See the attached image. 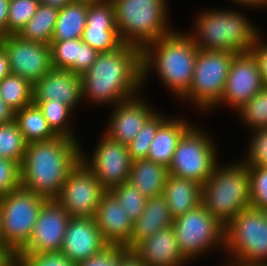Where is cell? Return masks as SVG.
<instances>
[{
    "mask_svg": "<svg viewBox=\"0 0 267 266\" xmlns=\"http://www.w3.org/2000/svg\"><path fill=\"white\" fill-rule=\"evenodd\" d=\"M82 99L95 103L133 98L142 84V50L123 44L111 52L99 53L96 61L81 75Z\"/></svg>",
    "mask_w": 267,
    "mask_h": 266,
    "instance_id": "obj_1",
    "label": "cell"
},
{
    "mask_svg": "<svg viewBox=\"0 0 267 266\" xmlns=\"http://www.w3.org/2000/svg\"><path fill=\"white\" fill-rule=\"evenodd\" d=\"M77 140L57 136L27 144L20 165L21 187L46 200H55L69 173L81 161Z\"/></svg>",
    "mask_w": 267,
    "mask_h": 266,
    "instance_id": "obj_2",
    "label": "cell"
},
{
    "mask_svg": "<svg viewBox=\"0 0 267 266\" xmlns=\"http://www.w3.org/2000/svg\"><path fill=\"white\" fill-rule=\"evenodd\" d=\"M198 50L192 35L174 30L148 44L142 50V84L154 67L165 85L182 98L190 89Z\"/></svg>",
    "mask_w": 267,
    "mask_h": 266,
    "instance_id": "obj_3",
    "label": "cell"
},
{
    "mask_svg": "<svg viewBox=\"0 0 267 266\" xmlns=\"http://www.w3.org/2000/svg\"><path fill=\"white\" fill-rule=\"evenodd\" d=\"M220 168L216 165L201 187V204L224 226L250 207L249 167L242 161Z\"/></svg>",
    "mask_w": 267,
    "mask_h": 266,
    "instance_id": "obj_4",
    "label": "cell"
},
{
    "mask_svg": "<svg viewBox=\"0 0 267 266\" xmlns=\"http://www.w3.org/2000/svg\"><path fill=\"white\" fill-rule=\"evenodd\" d=\"M196 33L192 38L200 50L250 52L258 30L241 13L235 11H204L196 21Z\"/></svg>",
    "mask_w": 267,
    "mask_h": 266,
    "instance_id": "obj_5",
    "label": "cell"
},
{
    "mask_svg": "<svg viewBox=\"0 0 267 266\" xmlns=\"http://www.w3.org/2000/svg\"><path fill=\"white\" fill-rule=\"evenodd\" d=\"M124 44L143 50L172 32L167 26L166 0H111ZM168 27V28H167Z\"/></svg>",
    "mask_w": 267,
    "mask_h": 266,
    "instance_id": "obj_6",
    "label": "cell"
},
{
    "mask_svg": "<svg viewBox=\"0 0 267 266\" xmlns=\"http://www.w3.org/2000/svg\"><path fill=\"white\" fill-rule=\"evenodd\" d=\"M224 249L233 256V264L267 266V214L248 207L225 225Z\"/></svg>",
    "mask_w": 267,
    "mask_h": 266,
    "instance_id": "obj_7",
    "label": "cell"
},
{
    "mask_svg": "<svg viewBox=\"0 0 267 266\" xmlns=\"http://www.w3.org/2000/svg\"><path fill=\"white\" fill-rule=\"evenodd\" d=\"M46 201L22 187L0 196L2 247L13 257L29 241Z\"/></svg>",
    "mask_w": 267,
    "mask_h": 266,
    "instance_id": "obj_8",
    "label": "cell"
},
{
    "mask_svg": "<svg viewBox=\"0 0 267 266\" xmlns=\"http://www.w3.org/2000/svg\"><path fill=\"white\" fill-rule=\"evenodd\" d=\"M235 54L199 49L190 89L182 97L191 98L201 109L216 107L221 101Z\"/></svg>",
    "mask_w": 267,
    "mask_h": 266,
    "instance_id": "obj_9",
    "label": "cell"
},
{
    "mask_svg": "<svg viewBox=\"0 0 267 266\" xmlns=\"http://www.w3.org/2000/svg\"><path fill=\"white\" fill-rule=\"evenodd\" d=\"M214 147L210 137L192 126L178 142L168 167L169 175L203 185L219 165Z\"/></svg>",
    "mask_w": 267,
    "mask_h": 266,
    "instance_id": "obj_10",
    "label": "cell"
},
{
    "mask_svg": "<svg viewBox=\"0 0 267 266\" xmlns=\"http://www.w3.org/2000/svg\"><path fill=\"white\" fill-rule=\"evenodd\" d=\"M172 228L179 249L188 260L225 243V226L202 204L174 218Z\"/></svg>",
    "mask_w": 267,
    "mask_h": 266,
    "instance_id": "obj_11",
    "label": "cell"
},
{
    "mask_svg": "<svg viewBox=\"0 0 267 266\" xmlns=\"http://www.w3.org/2000/svg\"><path fill=\"white\" fill-rule=\"evenodd\" d=\"M106 192L96 176L80 161L69 173L55 200L70 217H94Z\"/></svg>",
    "mask_w": 267,
    "mask_h": 266,
    "instance_id": "obj_12",
    "label": "cell"
},
{
    "mask_svg": "<svg viewBox=\"0 0 267 266\" xmlns=\"http://www.w3.org/2000/svg\"><path fill=\"white\" fill-rule=\"evenodd\" d=\"M81 162L96 176L107 192L129 180L132 160L127 145L106 134L97 145L90 161L81 151Z\"/></svg>",
    "mask_w": 267,
    "mask_h": 266,
    "instance_id": "obj_13",
    "label": "cell"
},
{
    "mask_svg": "<svg viewBox=\"0 0 267 266\" xmlns=\"http://www.w3.org/2000/svg\"><path fill=\"white\" fill-rule=\"evenodd\" d=\"M9 61L10 73L28 80L32 85L52 67L49 44L25 41L18 35L1 37Z\"/></svg>",
    "mask_w": 267,
    "mask_h": 266,
    "instance_id": "obj_14",
    "label": "cell"
},
{
    "mask_svg": "<svg viewBox=\"0 0 267 266\" xmlns=\"http://www.w3.org/2000/svg\"><path fill=\"white\" fill-rule=\"evenodd\" d=\"M70 219L56 200H47L39 212L29 241L17 254L60 252Z\"/></svg>",
    "mask_w": 267,
    "mask_h": 266,
    "instance_id": "obj_15",
    "label": "cell"
},
{
    "mask_svg": "<svg viewBox=\"0 0 267 266\" xmlns=\"http://www.w3.org/2000/svg\"><path fill=\"white\" fill-rule=\"evenodd\" d=\"M263 83L256 58L251 52L235 54L227 75L220 104L239 109L262 88Z\"/></svg>",
    "mask_w": 267,
    "mask_h": 266,
    "instance_id": "obj_16",
    "label": "cell"
},
{
    "mask_svg": "<svg viewBox=\"0 0 267 266\" xmlns=\"http://www.w3.org/2000/svg\"><path fill=\"white\" fill-rule=\"evenodd\" d=\"M81 40L98 53L114 51L124 44L117 29L111 0L88 5L86 26Z\"/></svg>",
    "mask_w": 267,
    "mask_h": 266,
    "instance_id": "obj_17",
    "label": "cell"
},
{
    "mask_svg": "<svg viewBox=\"0 0 267 266\" xmlns=\"http://www.w3.org/2000/svg\"><path fill=\"white\" fill-rule=\"evenodd\" d=\"M108 245L94 217H71L60 252L76 264L101 252Z\"/></svg>",
    "mask_w": 267,
    "mask_h": 266,
    "instance_id": "obj_18",
    "label": "cell"
},
{
    "mask_svg": "<svg viewBox=\"0 0 267 266\" xmlns=\"http://www.w3.org/2000/svg\"><path fill=\"white\" fill-rule=\"evenodd\" d=\"M81 98V75L70 70L52 68L33 85V101H62L74 109Z\"/></svg>",
    "mask_w": 267,
    "mask_h": 266,
    "instance_id": "obj_19",
    "label": "cell"
},
{
    "mask_svg": "<svg viewBox=\"0 0 267 266\" xmlns=\"http://www.w3.org/2000/svg\"><path fill=\"white\" fill-rule=\"evenodd\" d=\"M114 109L105 134L124 145L133 141L146 121L155 113L143 99L137 100L136 96L119 102Z\"/></svg>",
    "mask_w": 267,
    "mask_h": 266,
    "instance_id": "obj_20",
    "label": "cell"
},
{
    "mask_svg": "<svg viewBox=\"0 0 267 266\" xmlns=\"http://www.w3.org/2000/svg\"><path fill=\"white\" fill-rule=\"evenodd\" d=\"M94 219L109 245L126 246L131 241L134 222L110 192L102 196Z\"/></svg>",
    "mask_w": 267,
    "mask_h": 266,
    "instance_id": "obj_21",
    "label": "cell"
},
{
    "mask_svg": "<svg viewBox=\"0 0 267 266\" xmlns=\"http://www.w3.org/2000/svg\"><path fill=\"white\" fill-rule=\"evenodd\" d=\"M132 251L146 266H181L189 261L179 249L172 226L144 239Z\"/></svg>",
    "mask_w": 267,
    "mask_h": 266,
    "instance_id": "obj_22",
    "label": "cell"
},
{
    "mask_svg": "<svg viewBox=\"0 0 267 266\" xmlns=\"http://www.w3.org/2000/svg\"><path fill=\"white\" fill-rule=\"evenodd\" d=\"M51 62L54 69L70 70L82 75L96 61L99 53L81 38L51 41Z\"/></svg>",
    "mask_w": 267,
    "mask_h": 266,
    "instance_id": "obj_23",
    "label": "cell"
},
{
    "mask_svg": "<svg viewBox=\"0 0 267 266\" xmlns=\"http://www.w3.org/2000/svg\"><path fill=\"white\" fill-rule=\"evenodd\" d=\"M173 221L174 217L170 213L167 201L163 195L147 198L142 215L133 223L131 241L126 247L132 250L144 239L172 226Z\"/></svg>",
    "mask_w": 267,
    "mask_h": 266,
    "instance_id": "obj_24",
    "label": "cell"
},
{
    "mask_svg": "<svg viewBox=\"0 0 267 266\" xmlns=\"http://www.w3.org/2000/svg\"><path fill=\"white\" fill-rule=\"evenodd\" d=\"M185 120L167 119L157 130L147 159L168 168L182 136L192 127Z\"/></svg>",
    "mask_w": 267,
    "mask_h": 266,
    "instance_id": "obj_25",
    "label": "cell"
},
{
    "mask_svg": "<svg viewBox=\"0 0 267 266\" xmlns=\"http://www.w3.org/2000/svg\"><path fill=\"white\" fill-rule=\"evenodd\" d=\"M201 187L202 185L194 180L168 176L162 195L174 218L201 204Z\"/></svg>",
    "mask_w": 267,
    "mask_h": 266,
    "instance_id": "obj_26",
    "label": "cell"
},
{
    "mask_svg": "<svg viewBox=\"0 0 267 266\" xmlns=\"http://www.w3.org/2000/svg\"><path fill=\"white\" fill-rule=\"evenodd\" d=\"M169 176L168 168L148 159L132 161L130 182L145 198L162 195L166 180Z\"/></svg>",
    "mask_w": 267,
    "mask_h": 266,
    "instance_id": "obj_27",
    "label": "cell"
},
{
    "mask_svg": "<svg viewBox=\"0 0 267 266\" xmlns=\"http://www.w3.org/2000/svg\"><path fill=\"white\" fill-rule=\"evenodd\" d=\"M14 122L22 132L23 138L27 144L48 141L57 137L48 126L42 111L34 102L14 112Z\"/></svg>",
    "mask_w": 267,
    "mask_h": 266,
    "instance_id": "obj_28",
    "label": "cell"
},
{
    "mask_svg": "<svg viewBox=\"0 0 267 266\" xmlns=\"http://www.w3.org/2000/svg\"><path fill=\"white\" fill-rule=\"evenodd\" d=\"M88 4L70 2L59 10L51 41L79 39L86 26Z\"/></svg>",
    "mask_w": 267,
    "mask_h": 266,
    "instance_id": "obj_29",
    "label": "cell"
},
{
    "mask_svg": "<svg viewBox=\"0 0 267 266\" xmlns=\"http://www.w3.org/2000/svg\"><path fill=\"white\" fill-rule=\"evenodd\" d=\"M59 14V9L40 4L18 36L25 41L50 44Z\"/></svg>",
    "mask_w": 267,
    "mask_h": 266,
    "instance_id": "obj_30",
    "label": "cell"
},
{
    "mask_svg": "<svg viewBox=\"0 0 267 266\" xmlns=\"http://www.w3.org/2000/svg\"><path fill=\"white\" fill-rule=\"evenodd\" d=\"M0 97L14 112L19 111L33 102V85L10 73L0 81Z\"/></svg>",
    "mask_w": 267,
    "mask_h": 266,
    "instance_id": "obj_31",
    "label": "cell"
},
{
    "mask_svg": "<svg viewBox=\"0 0 267 266\" xmlns=\"http://www.w3.org/2000/svg\"><path fill=\"white\" fill-rule=\"evenodd\" d=\"M38 105L44 118L47 120L48 126L57 136L68 137L77 140L72 134L70 125L67 124L68 117L71 116V108L65 105L62 101H33Z\"/></svg>",
    "mask_w": 267,
    "mask_h": 266,
    "instance_id": "obj_32",
    "label": "cell"
},
{
    "mask_svg": "<svg viewBox=\"0 0 267 266\" xmlns=\"http://www.w3.org/2000/svg\"><path fill=\"white\" fill-rule=\"evenodd\" d=\"M27 143L22 132L13 121L0 124V157L10 159L21 165Z\"/></svg>",
    "mask_w": 267,
    "mask_h": 266,
    "instance_id": "obj_33",
    "label": "cell"
},
{
    "mask_svg": "<svg viewBox=\"0 0 267 266\" xmlns=\"http://www.w3.org/2000/svg\"><path fill=\"white\" fill-rule=\"evenodd\" d=\"M162 115L154 113L145 123L137 136L127 145L129 156L132 161L147 159L149 147L158 128L167 120Z\"/></svg>",
    "mask_w": 267,
    "mask_h": 266,
    "instance_id": "obj_34",
    "label": "cell"
},
{
    "mask_svg": "<svg viewBox=\"0 0 267 266\" xmlns=\"http://www.w3.org/2000/svg\"><path fill=\"white\" fill-rule=\"evenodd\" d=\"M241 120L254 130L267 128V87L237 109Z\"/></svg>",
    "mask_w": 267,
    "mask_h": 266,
    "instance_id": "obj_35",
    "label": "cell"
},
{
    "mask_svg": "<svg viewBox=\"0 0 267 266\" xmlns=\"http://www.w3.org/2000/svg\"><path fill=\"white\" fill-rule=\"evenodd\" d=\"M39 5V0H8L7 35H18Z\"/></svg>",
    "mask_w": 267,
    "mask_h": 266,
    "instance_id": "obj_36",
    "label": "cell"
},
{
    "mask_svg": "<svg viewBox=\"0 0 267 266\" xmlns=\"http://www.w3.org/2000/svg\"><path fill=\"white\" fill-rule=\"evenodd\" d=\"M126 210L128 217L134 222L140 218L145 208L146 200L130 182H125L109 191Z\"/></svg>",
    "mask_w": 267,
    "mask_h": 266,
    "instance_id": "obj_37",
    "label": "cell"
},
{
    "mask_svg": "<svg viewBox=\"0 0 267 266\" xmlns=\"http://www.w3.org/2000/svg\"><path fill=\"white\" fill-rule=\"evenodd\" d=\"M250 206L265 210L267 208V167H249Z\"/></svg>",
    "mask_w": 267,
    "mask_h": 266,
    "instance_id": "obj_38",
    "label": "cell"
},
{
    "mask_svg": "<svg viewBox=\"0 0 267 266\" xmlns=\"http://www.w3.org/2000/svg\"><path fill=\"white\" fill-rule=\"evenodd\" d=\"M14 266H76L61 252L16 254Z\"/></svg>",
    "mask_w": 267,
    "mask_h": 266,
    "instance_id": "obj_39",
    "label": "cell"
},
{
    "mask_svg": "<svg viewBox=\"0 0 267 266\" xmlns=\"http://www.w3.org/2000/svg\"><path fill=\"white\" fill-rule=\"evenodd\" d=\"M252 131L254 135L247 151L248 156L243 162L248 167H267V128Z\"/></svg>",
    "mask_w": 267,
    "mask_h": 266,
    "instance_id": "obj_40",
    "label": "cell"
},
{
    "mask_svg": "<svg viewBox=\"0 0 267 266\" xmlns=\"http://www.w3.org/2000/svg\"><path fill=\"white\" fill-rule=\"evenodd\" d=\"M129 251L126 246L108 245L94 256L76 263V266H119L121 259Z\"/></svg>",
    "mask_w": 267,
    "mask_h": 266,
    "instance_id": "obj_41",
    "label": "cell"
},
{
    "mask_svg": "<svg viewBox=\"0 0 267 266\" xmlns=\"http://www.w3.org/2000/svg\"><path fill=\"white\" fill-rule=\"evenodd\" d=\"M20 187V165L10 159L0 157V196Z\"/></svg>",
    "mask_w": 267,
    "mask_h": 266,
    "instance_id": "obj_42",
    "label": "cell"
},
{
    "mask_svg": "<svg viewBox=\"0 0 267 266\" xmlns=\"http://www.w3.org/2000/svg\"><path fill=\"white\" fill-rule=\"evenodd\" d=\"M260 35L255 39L254 45L250 52L257 60L261 79L264 87H267V44H261Z\"/></svg>",
    "mask_w": 267,
    "mask_h": 266,
    "instance_id": "obj_43",
    "label": "cell"
},
{
    "mask_svg": "<svg viewBox=\"0 0 267 266\" xmlns=\"http://www.w3.org/2000/svg\"><path fill=\"white\" fill-rule=\"evenodd\" d=\"M8 0H0V37L7 36Z\"/></svg>",
    "mask_w": 267,
    "mask_h": 266,
    "instance_id": "obj_44",
    "label": "cell"
},
{
    "mask_svg": "<svg viewBox=\"0 0 267 266\" xmlns=\"http://www.w3.org/2000/svg\"><path fill=\"white\" fill-rule=\"evenodd\" d=\"M14 121V111L0 97V124Z\"/></svg>",
    "mask_w": 267,
    "mask_h": 266,
    "instance_id": "obj_45",
    "label": "cell"
},
{
    "mask_svg": "<svg viewBox=\"0 0 267 266\" xmlns=\"http://www.w3.org/2000/svg\"><path fill=\"white\" fill-rule=\"evenodd\" d=\"M10 74V66L7 53L0 44V81Z\"/></svg>",
    "mask_w": 267,
    "mask_h": 266,
    "instance_id": "obj_46",
    "label": "cell"
},
{
    "mask_svg": "<svg viewBox=\"0 0 267 266\" xmlns=\"http://www.w3.org/2000/svg\"><path fill=\"white\" fill-rule=\"evenodd\" d=\"M119 266H146V265L132 250H130L121 259Z\"/></svg>",
    "mask_w": 267,
    "mask_h": 266,
    "instance_id": "obj_47",
    "label": "cell"
},
{
    "mask_svg": "<svg viewBox=\"0 0 267 266\" xmlns=\"http://www.w3.org/2000/svg\"><path fill=\"white\" fill-rule=\"evenodd\" d=\"M0 266H14V257L0 245Z\"/></svg>",
    "mask_w": 267,
    "mask_h": 266,
    "instance_id": "obj_48",
    "label": "cell"
},
{
    "mask_svg": "<svg viewBox=\"0 0 267 266\" xmlns=\"http://www.w3.org/2000/svg\"><path fill=\"white\" fill-rule=\"evenodd\" d=\"M39 1L40 4L52 6L53 8H57L59 10L71 2V0H39Z\"/></svg>",
    "mask_w": 267,
    "mask_h": 266,
    "instance_id": "obj_49",
    "label": "cell"
},
{
    "mask_svg": "<svg viewBox=\"0 0 267 266\" xmlns=\"http://www.w3.org/2000/svg\"><path fill=\"white\" fill-rule=\"evenodd\" d=\"M233 1H236L237 3L239 4H242V6H264V5H267V0H233Z\"/></svg>",
    "mask_w": 267,
    "mask_h": 266,
    "instance_id": "obj_50",
    "label": "cell"
},
{
    "mask_svg": "<svg viewBox=\"0 0 267 266\" xmlns=\"http://www.w3.org/2000/svg\"><path fill=\"white\" fill-rule=\"evenodd\" d=\"M105 0H71V2H79V3H83V4H93V3H99Z\"/></svg>",
    "mask_w": 267,
    "mask_h": 266,
    "instance_id": "obj_51",
    "label": "cell"
},
{
    "mask_svg": "<svg viewBox=\"0 0 267 266\" xmlns=\"http://www.w3.org/2000/svg\"><path fill=\"white\" fill-rule=\"evenodd\" d=\"M1 210H0V245L2 246V226H1Z\"/></svg>",
    "mask_w": 267,
    "mask_h": 266,
    "instance_id": "obj_52",
    "label": "cell"
}]
</instances>
